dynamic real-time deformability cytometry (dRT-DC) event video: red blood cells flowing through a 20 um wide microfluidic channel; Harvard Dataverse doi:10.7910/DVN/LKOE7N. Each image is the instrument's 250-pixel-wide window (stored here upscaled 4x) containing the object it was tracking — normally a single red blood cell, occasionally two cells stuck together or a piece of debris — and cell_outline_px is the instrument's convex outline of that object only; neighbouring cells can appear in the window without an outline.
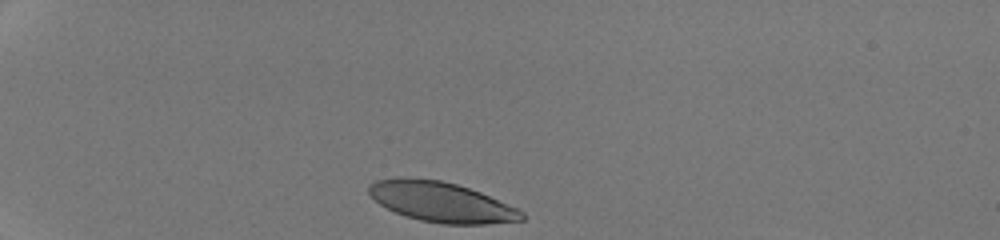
{"species": "human", "species_latin": "Homo sapiens", "temperature_condition": "room temperature", "stored_images_in_passage": 30, "camera_frame_rate_fps": 3000, "um_per_image_px": 0.085, "donor": {"sex": "male"}, "frame": {"image": 1, "passage_image": 1, "time_ms": 0.0, "image_size_px": [1000, 240], "cell_outline_px": [[524, 220], [484, 224], [444, 224], [420, 220], [404, 216], [380, 204], [368, 192], [368, 184], [376, 180], [440, 180], [456, 184], [480, 192], [520, 208], [524, 212]], "centroid_in_image_um": [37.6, 17.21], "position_along_channel_um": 47.4, "area_um2": 34.91}}
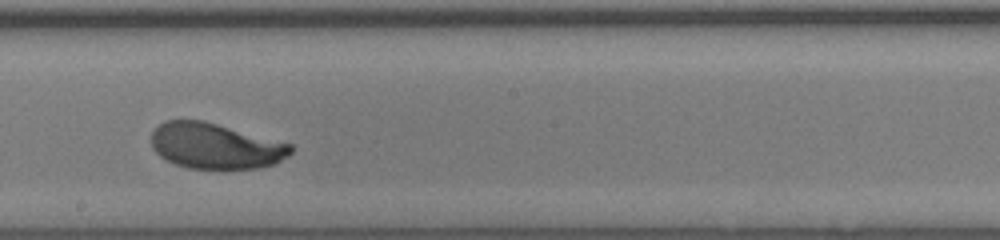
{"frame": {"image": 2, "passage_image": 18, "time_ms": 5.667, "image_size_px": [1000, 240], "cell_outline_px": [[292, 152], [288, 156], [276, 164], [260, 168], [188, 168], [176, 164], [160, 156], [152, 148], [152, 132], [164, 120], [204, 120], [292, 144]], "centroid_in_image_um": [18.33, 12.4], "position_along_channel_um": 229.9, "area_um2": 37.05}}
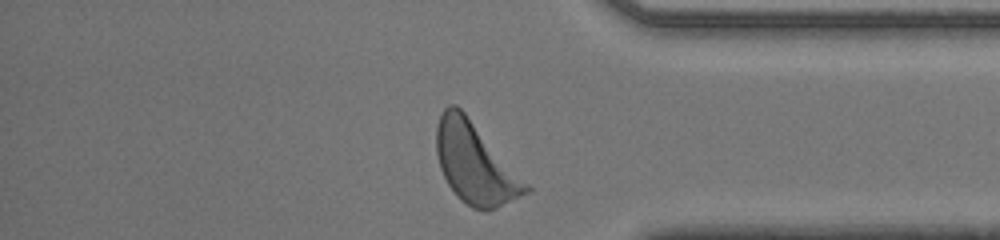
{"frame": {"image": 3, "passage_image": 30, "time_ms": 9.667, "image_size_px": [1000, 240], "cell_outline_px": [[532, 188], [528, 192], [496, 208], [484, 212], [472, 208], [460, 200], [456, 196], [448, 184], [440, 168], [436, 152], [436, 124], [440, 112], [448, 104], [456, 104], [464, 112]], "centroid_in_image_um": [40.34, 13.89], "position_along_channel_um": 394.9, "area_um2": 41.73}, "authors_computed_cell_mechanics": {"area_um2": 38.3214, "velocity_mm_per_s": 4.2653, "shape_relaxation_time_tau1_ms": 2.3158, "shape_relaxation_time_tau2_ms": null, "deformation_change_tau1": 0.1528, "deformation_change_tau2": null}}